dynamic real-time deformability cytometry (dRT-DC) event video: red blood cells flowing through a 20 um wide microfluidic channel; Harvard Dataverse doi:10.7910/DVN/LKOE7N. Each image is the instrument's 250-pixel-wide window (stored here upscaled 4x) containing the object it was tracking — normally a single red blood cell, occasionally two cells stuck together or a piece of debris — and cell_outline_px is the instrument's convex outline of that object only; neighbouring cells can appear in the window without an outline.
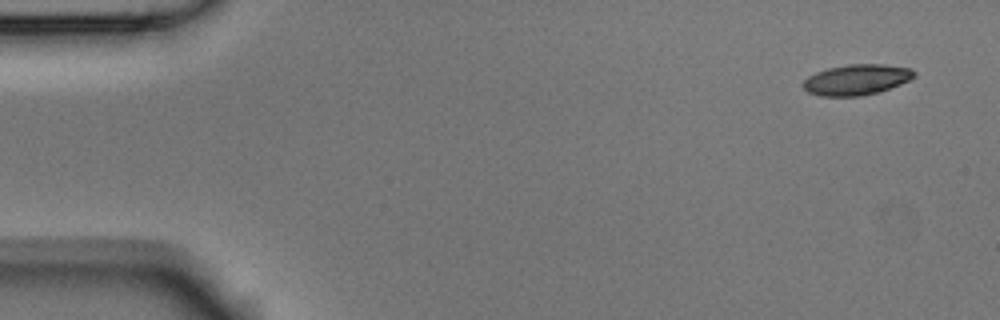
{"species": "Egyptian fruit bat (a non-hibernating species)", "species_latin": "Rousettus aegyptiacus", "temperature_condition": "room temperature", "stored_images_in_passage": 4, "camera_frame_rate_fps": 3000, "um_per_image_px": 0.085, "animal": {"sex": "male"}, "frame": {"image": 1, "passage_image": 1, "time_ms": 0.0, "image_size_px": [1000, 320], "cell_outline_px": [[916, 76], [900, 84], [876, 92], [860, 96], [820, 96], [808, 92], [800, 84], [808, 76], [816, 72], [828, 68], [848, 64], [884, 64], [908, 68], [916, 72]], "centroid_in_image_um": [72.76, 6.77], "position_along_channel_um": 12.2, "area_um2": 19.71}}